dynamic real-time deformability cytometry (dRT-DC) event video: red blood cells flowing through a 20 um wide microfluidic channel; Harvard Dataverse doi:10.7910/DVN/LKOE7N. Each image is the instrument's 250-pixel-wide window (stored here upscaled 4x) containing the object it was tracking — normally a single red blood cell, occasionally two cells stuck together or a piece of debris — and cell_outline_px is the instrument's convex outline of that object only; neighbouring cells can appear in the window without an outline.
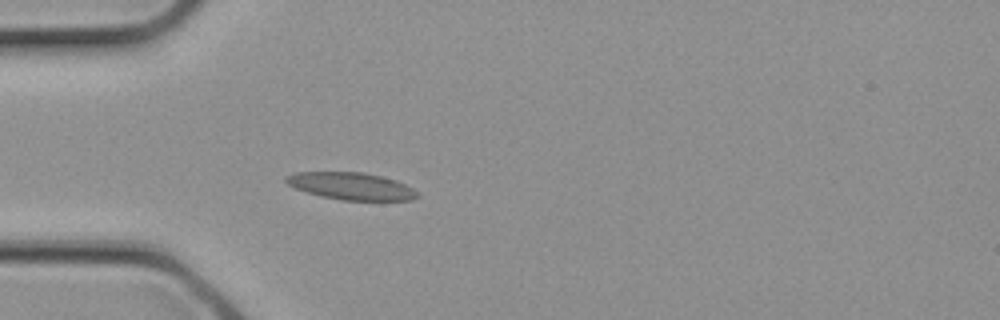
{"species": "common noctule bat (a hibernating species)", "species_latin": "Nyctalus noctula", "temperature_condition": "cold", "stored_images_in_passage": 3, "camera_frame_rate_fps": 3000, "um_per_image_px": 0.085, "animal": {"sex": "female", "body_mass_g": 21.9}, "frame": {"image": 1, "passage_image": 3, "time_ms": 0.667, "image_size_px": [1000, 320], "cell_outline_px": [[420, 196], [412, 200], [340, 200], [320, 196], [296, 188], [288, 184], [284, 180], [284, 176], [296, 172], [364, 172], [396, 180], [420, 192]], "centroid_in_image_um": [29.87, 15.82], "position_along_channel_um": 55.1, "area_um2": 20.87}}